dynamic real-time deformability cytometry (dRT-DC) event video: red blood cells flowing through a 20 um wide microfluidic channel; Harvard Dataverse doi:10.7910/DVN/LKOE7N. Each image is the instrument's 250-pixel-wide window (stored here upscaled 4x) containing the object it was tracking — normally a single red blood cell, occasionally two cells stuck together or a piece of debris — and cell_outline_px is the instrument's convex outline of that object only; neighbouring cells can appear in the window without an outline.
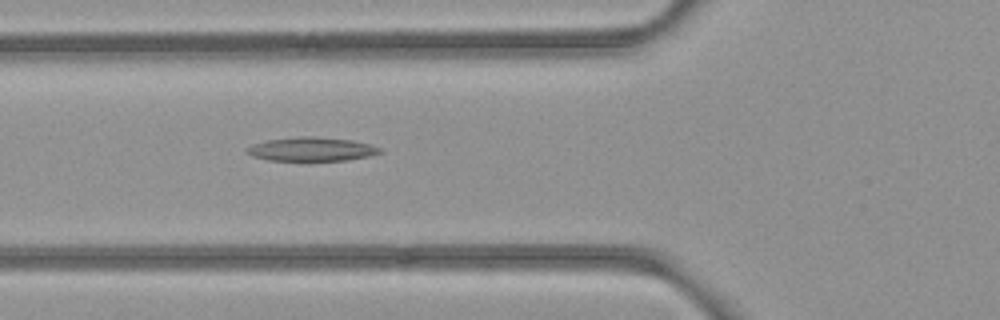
{"species": "common noctule bat (a hibernating species)", "species_latin": "Nyctalus noctula", "temperature_condition": "room temperature", "stored_images_in_passage": 49, "camera_frame_rate_fps": 3000, "um_per_image_px": 0.085, "animal": {"sex": "female", "body_mass_g": 21.9}, "frame": {"image": 1, "passage_image": 16, "time_ms": 5.0, "image_size_px": [1000, 320], "cell_outline_px": [[384, 152], [368, 156], [344, 160], [268, 160], [252, 156], [244, 152], [244, 148], [252, 144], [268, 140], [300, 136], [312, 136], [352, 140], [368, 144], [380, 148]], "centroid_in_image_um": [26.42, 12.67], "position_along_channel_um": 99.4, "area_um2": 18.38}}
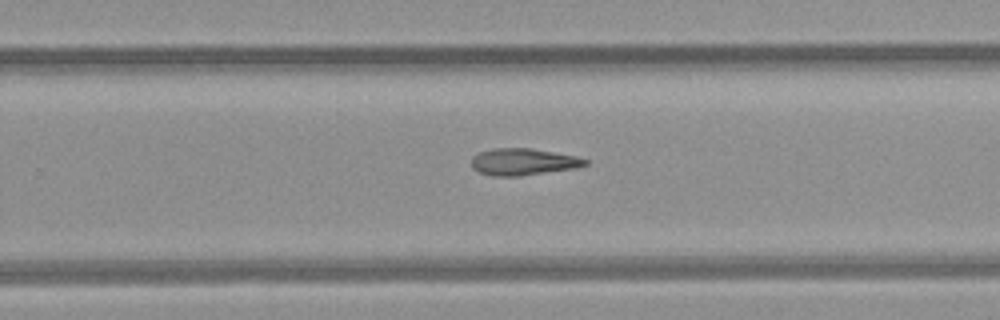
{"frame": {"image": 2, "passage_image": 30, "time_ms": 9.667, "image_size_px": [1000, 320], "cell_outline_px": [[588, 164], [576, 168], [520, 176], [492, 176], [480, 172], [472, 168], [472, 156], [480, 152], [492, 148], [532, 148], [576, 156], [588, 160]], "centroid_in_image_um": [44.47, 13.75], "position_along_channel_um": 285.3, "area_um2": 17.8}}
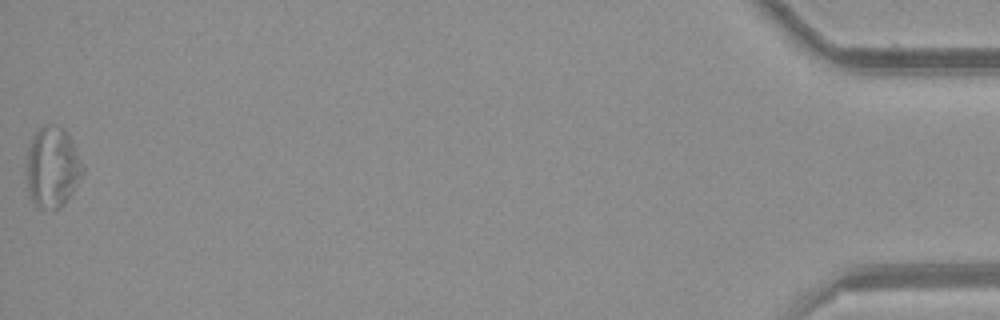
{"frame": {"image": 3, "passage_image": 49, "time_ms": 16.0, "image_size_px": [1000, 320], "cell_outline_px": [[84, 172], [72, 192], [64, 204], [60, 208], [52, 208], [36, 204], [32, 200], [28, 192], [24, 172], [24, 164], [28, 148], [36, 132], [40, 128], [48, 124], [52, 124], [64, 128], [72, 140], [84, 168]], "centroid_in_image_um": [4.42, 14.19], "position_along_channel_um": 430.8, "area_um2": 26.53}}